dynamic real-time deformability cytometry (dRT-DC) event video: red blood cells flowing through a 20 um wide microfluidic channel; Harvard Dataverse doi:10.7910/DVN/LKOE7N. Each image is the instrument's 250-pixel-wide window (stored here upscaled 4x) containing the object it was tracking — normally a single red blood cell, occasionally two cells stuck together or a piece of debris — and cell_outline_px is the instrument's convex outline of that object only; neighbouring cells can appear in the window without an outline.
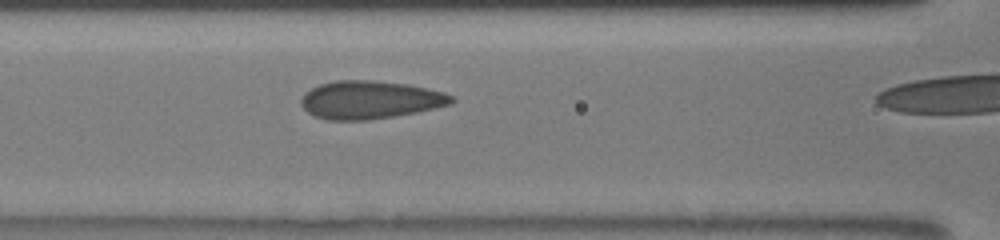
{"species": "human", "species_latin": "Homo sapiens", "temperature_condition": "room temperature", "stored_images_in_passage": 14, "camera_frame_rate_fps": 3000, "um_per_image_px": 0.085, "donor": {"sex": "male"}, "frame": {"image": 1, "passage_image": 10, "time_ms": 4.333, "image_size_px": [1000, 240], "cell_outline_px": [[456, 100], [452, 104], [416, 112], [368, 120], [328, 120], [316, 116], [308, 112], [300, 104], [300, 100], [304, 92], [320, 84], [336, 80], [372, 80], [408, 84], [444, 92], [452, 96]], "centroid_in_image_um": [31.44, 8.48], "position_along_channel_um": 135.2, "area_um2": 33.29}}